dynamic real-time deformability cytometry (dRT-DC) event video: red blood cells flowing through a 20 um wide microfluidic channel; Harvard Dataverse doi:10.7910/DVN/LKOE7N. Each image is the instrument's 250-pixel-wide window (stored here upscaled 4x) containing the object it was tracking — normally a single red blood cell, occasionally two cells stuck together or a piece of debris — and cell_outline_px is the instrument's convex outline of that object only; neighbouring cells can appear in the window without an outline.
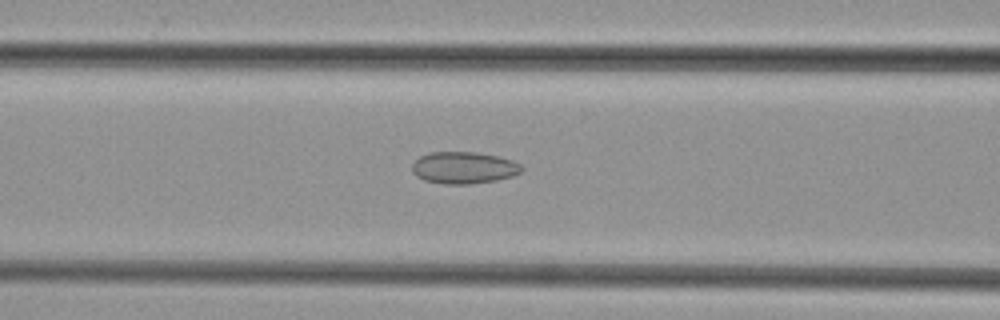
{"species": "common noctule bat (a hibernating species)", "species_latin": "Nyctalus noctula", "temperature_condition": "cold", "stored_images_in_passage": 48, "camera_frame_rate_fps": 3000, "um_per_image_px": 0.085, "animal": {"sex": "female", "body_mass_g": 29.2, "forearm_length_mm": 56.3}, "frame": {"image": 1, "passage_image": 20, "time_ms": 6.333, "image_size_px": [1000, 320], "cell_outline_px": [[524, 168], [520, 172], [512, 176], [496, 180], [472, 184], [444, 184], [424, 180], [416, 176], [412, 172], [412, 164], [420, 156], [428, 152], [476, 152], [496, 156], [512, 160], [520, 164]], "centroid_in_image_um": [39.4, 14.26], "position_along_channel_um": 127.2, "area_um2": 20.4}}
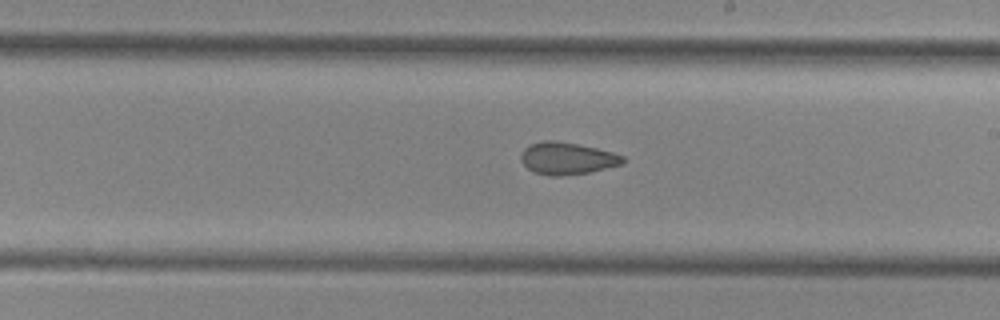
{"frame": {"image": 2, "passage_image": 28, "time_ms": 9.0, "image_size_px": [1000, 320], "cell_outline_px": [[624, 164], [588, 172], [560, 176], [552, 176], [536, 172], [528, 168], [520, 160], [520, 156], [524, 148], [532, 144], [544, 140], [556, 140], [596, 148], [612, 152], [624, 156]], "centroid_in_image_um": [48.21, 13.46], "position_along_channel_um": 240.8, "area_um2": 18.9}}
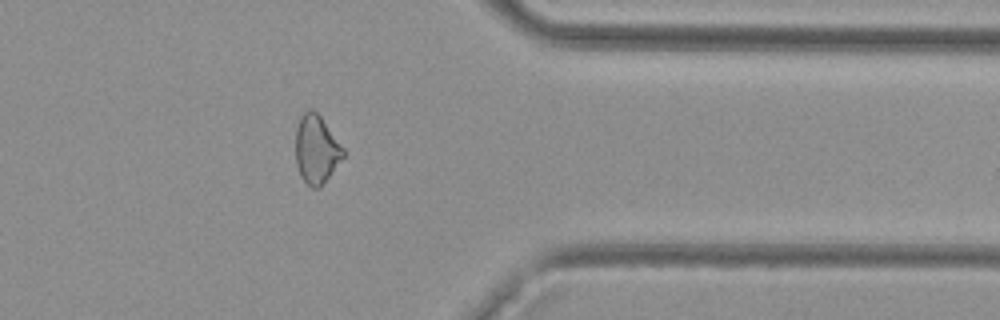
{"frame": {"image": 3, "passage_image": 39, "time_ms": 12.667, "image_size_px": [1000, 320], "cell_outline_px": [[344, 156], [320, 188], [312, 188], [300, 176], [296, 164], [296, 128], [300, 116], [308, 108], [312, 108], [320, 116], [344, 148]], "centroid_in_image_um": [26.88, 12.69], "position_along_channel_um": 384.5, "area_um2": 18.9}}